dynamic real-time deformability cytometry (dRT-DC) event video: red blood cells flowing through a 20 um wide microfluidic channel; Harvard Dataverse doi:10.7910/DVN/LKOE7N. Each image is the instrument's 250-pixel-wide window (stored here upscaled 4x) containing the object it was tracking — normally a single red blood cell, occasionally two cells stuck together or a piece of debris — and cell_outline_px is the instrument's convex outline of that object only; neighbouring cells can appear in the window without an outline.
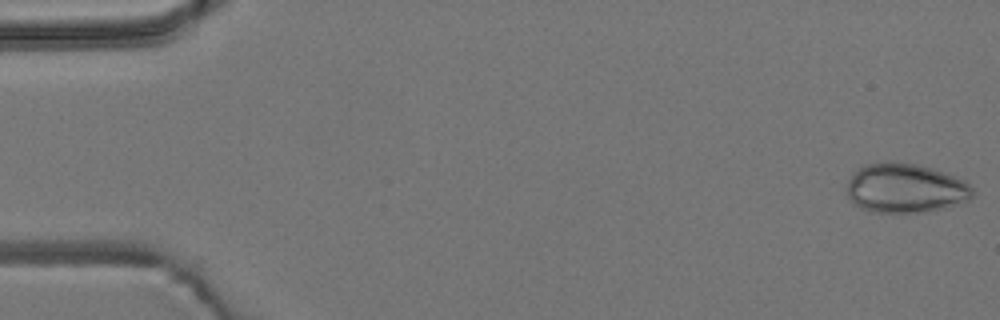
{"species": "common noctule bat (a hibernating species)", "species_latin": "Nyctalus noctula", "temperature_condition": "room temperature", "stored_images_in_passage": 53, "camera_frame_rate_fps": 3000, "um_per_image_px": 0.085, "animal": {"sex": "male", "body_mass_g": 19.2, "forearm_length_mm": 51.8}, "frame": {"image": 1, "passage_image": 1, "time_ms": 0.0, "image_size_px": [1000, 320], "cell_outline_px": [[972, 196], [968, 200], [944, 208], [924, 212], [868, 212], [852, 204], [848, 196], [848, 180], [864, 164], [888, 160], [916, 164], [964, 180], [972, 188]], "centroid_in_image_um": [76.9, 16.0], "position_along_channel_um": 8.1, "area_um2": 36.01}}
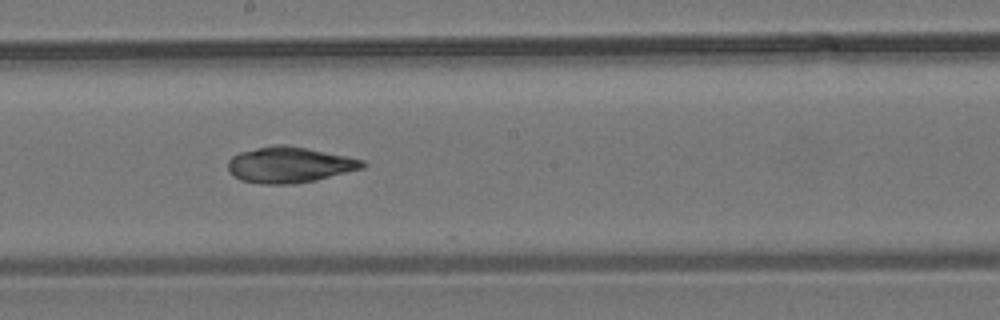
{"frame": {"image": 2, "passage_image": 29, "time_ms": 9.333, "image_size_px": [1000, 320], "cell_outline_px": [[368, 164], [364, 168], [316, 180], [292, 184], [260, 184], [240, 180], [228, 168], [228, 160], [232, 156], [240, 152], [272, 144], [284, 144], [308, 148], [364, 160]], "centroid_in_image_um": [24.62, 14.0], "position_along_channel_um": 223.6, "area_um2": 28.15}}
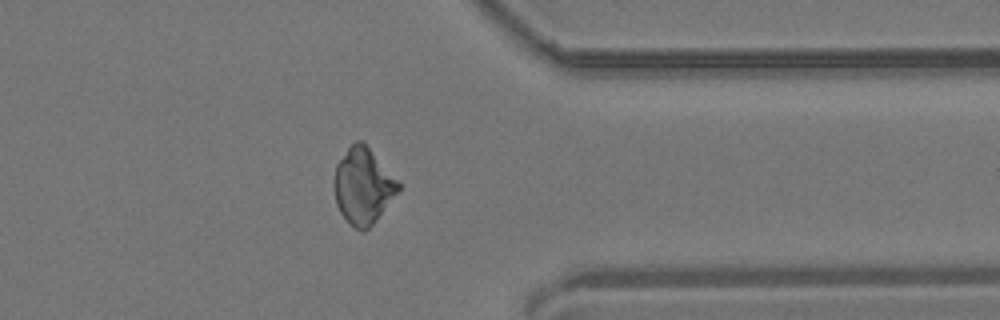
{"frame": {"image": 3, "passage_image": 42, "time_ms": 13.667, "image_size_px": [1000, 320], "cell_outline_px": [[400, 188], [372, 224], [364, 232], [348, 224], [340, 212], [336, 204], [332, 184], [336, 164], [348, 148], [356, 140], [360, 140], [368, 148], [400, 184]], "centroid_in_image_um": [30.79, 15.84], "position_along_channel_um": 380.6, "area_um2": 27.8}, "authors_computed_cell_mechanics": {"area_um2": 28.611, "velocity_mm_per_s": 3.85, "shape_relaxation_time_tau1_ms": null, "shape_relaxation_time_tau2_ms": 1.2519, "deformation_change_tau1": null, "deformation_change_tau2": 0.0459}}